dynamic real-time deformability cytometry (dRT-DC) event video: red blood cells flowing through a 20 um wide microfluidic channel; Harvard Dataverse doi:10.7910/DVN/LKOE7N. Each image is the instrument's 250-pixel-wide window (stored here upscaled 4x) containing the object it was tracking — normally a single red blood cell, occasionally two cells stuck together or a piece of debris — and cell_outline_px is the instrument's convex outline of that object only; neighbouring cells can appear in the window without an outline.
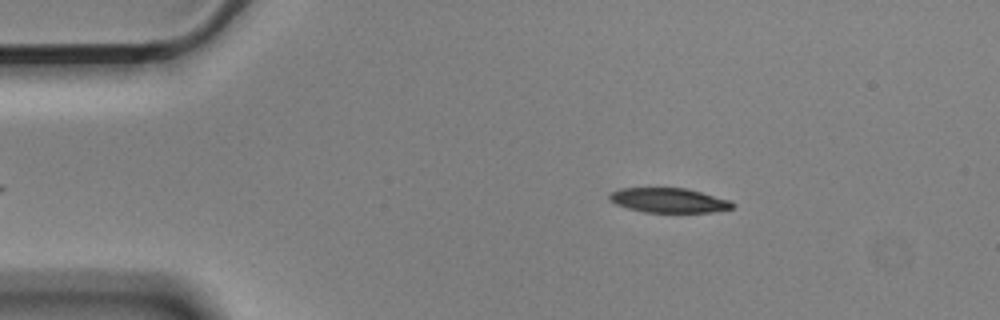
{"species": "Egyptian fruit bat (a non-hibernating species)", "species_latin": "Rousettus aegyptiacus", "temperature_condition": "cold", "stored_images_in_passage": 43, "camera_frame_rate_fps": 3000, "um_per_image_px": 0.085, "animal": {"sex": "male"}, "frame": {"image": 1, "passage_image": 5, "time_ms": 1.333, "image_size_px": [1000, 320], "cell_outline_px": [[736, 204], [732, 208], [712, 212], [644, 212], [628, 208], [616, 204], [608, 200], [608, 196], [612, 192], [620, 188], [684, 188], [700, 192], [728, 200]], "centroid_in_image_um": [56.81, 17.03], "position_along_channel_um": 28.2, "area_um2": 17.46}}
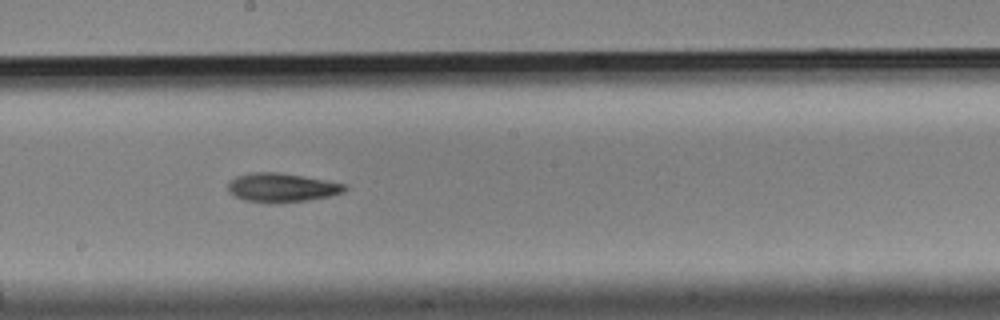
{"frame": {"image": 2, "passage_image": 26, "time_ms": 8.333, "image_size_px": [1000, 320], "cell_outline_px": [[348, 188], [344, 192], [332, 196], [308, 200], [280, 204], [244, 200], [228, 192], [228, 184], [236, 176], [252, 172], [280, 172], [304, 176], [348, 184]], "centroid_in_image_um": [24.0, 15.95], "position_along_channel_um": 224.2, "area_um2": 20.0}}
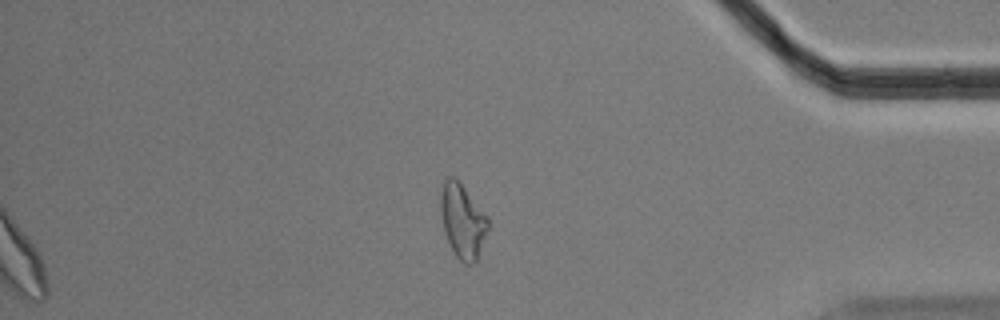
{"frame": {"image": 3, "passage_image": 43, "time_ms": 14.0, "image_size_px": [1000, 320], "cell_outline_px": [[488, 228], [476, 260], [472, 264], [464, 264], [456, 256], [444, 232], [440, 212], [440, 192], [444, 180], [448, 176], [452, 176], [460, 184], [488, 220]], "centroid_in_image_um": [39.26, 18.8], "position_along_channel_um": 395.9, "area_um2": 19.71}, "authors_computed_cell_mechanics": {"area_um2": 19.363, "velocity_mm_per_s": 3.5732, "shape_relaxation_time_tau1_ms": 6.9624, "shape_relaxation_time_tau2_ms": null, "deformation_change_tau1": 0.165, "deformation_change_tau2": null}}